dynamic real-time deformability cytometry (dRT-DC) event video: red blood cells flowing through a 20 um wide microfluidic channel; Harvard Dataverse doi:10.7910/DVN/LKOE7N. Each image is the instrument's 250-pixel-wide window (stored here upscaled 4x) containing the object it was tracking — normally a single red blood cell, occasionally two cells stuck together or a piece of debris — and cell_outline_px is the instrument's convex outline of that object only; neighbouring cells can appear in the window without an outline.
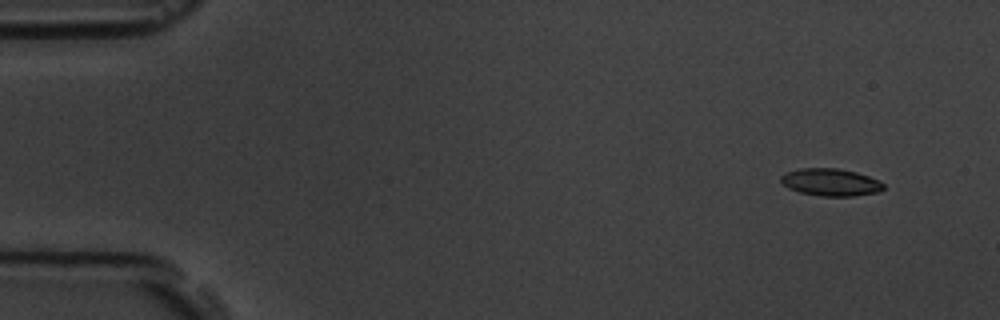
{"species": "common noctule bat (a hibernating species)", "species_latin": "Nyctalus noctula", "temperature_condition": "room temperature", "stored_images_in_passage": 6, "camera_frame_rate_fps": 3000, "um_per_image_px": 0.085, "animal": {"sex": "male", "body_mass_g": 19.5, "forearm_length_mm": 54.6}, "frame": {"image": 1, "passage_image": 1, "time_ms": 0.0, "image_size_px": [1000, 320], "cell_outline_px": [[884, 188], [880, 192], [852, 196], [820, 196], [800, 192], [788, 188], [780, 180], [780, 176], [788, 172], [800, 168], [840, 168], [856, 172], [868, 176], [884, 184]], "centroid_in_image_um": [70.6, 15.49], "position_along_channel_um": 14.4, "area_um2": 16.3}}
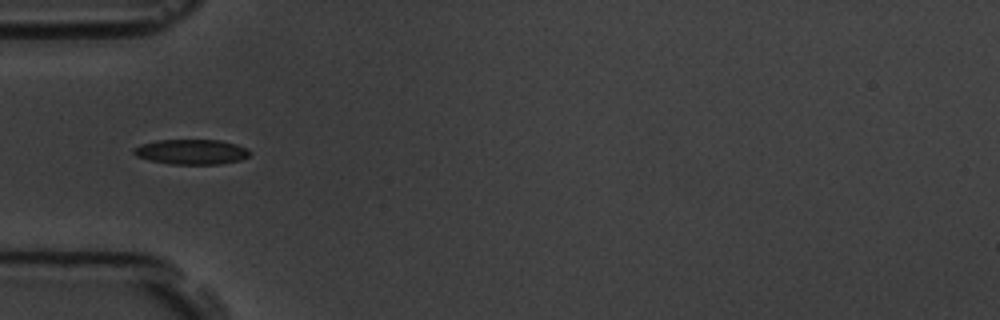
{"frame": {"image": 2, "passage_image": 5, "time_ms": 4.667, "image_size_px": [1000, 320], "cell_outline_px": [[252, 152], [248, 156], [240, 160], [220, 164], [168, 164], [136, 156], [132, 152], [132, 148], [156, 140], [220, 140], [236, 144], [248, 148]], "centroid_in_image_um": [16.3, 12.9], "position_along_channel_um": 68.7, "area_um2": 16.94}}
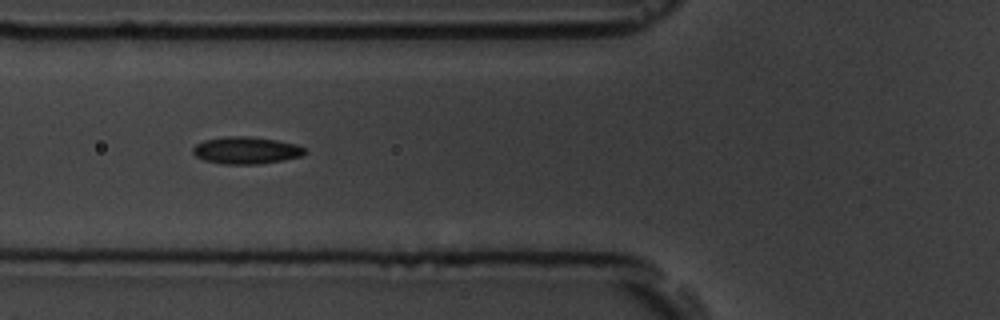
{"frame": {"image": 3, "passage_image": 6, "time_ms": 5.667, "image_size_px": [1000, 320], "cell_outline_px": [[308, 152], [300, 156], [284, 160], [260, 164], [224, 164], [204, 160], [196, 156], [192, 152], [192, 148], [196, 144], [204, 140], [228, 136], [248, 136], [276, 140], [296, 144], [304, 148]], "centroid_in_image_um": [20.92, 12.78], "position_along_channel_um": 104.9, "area_um2": 17.69}}